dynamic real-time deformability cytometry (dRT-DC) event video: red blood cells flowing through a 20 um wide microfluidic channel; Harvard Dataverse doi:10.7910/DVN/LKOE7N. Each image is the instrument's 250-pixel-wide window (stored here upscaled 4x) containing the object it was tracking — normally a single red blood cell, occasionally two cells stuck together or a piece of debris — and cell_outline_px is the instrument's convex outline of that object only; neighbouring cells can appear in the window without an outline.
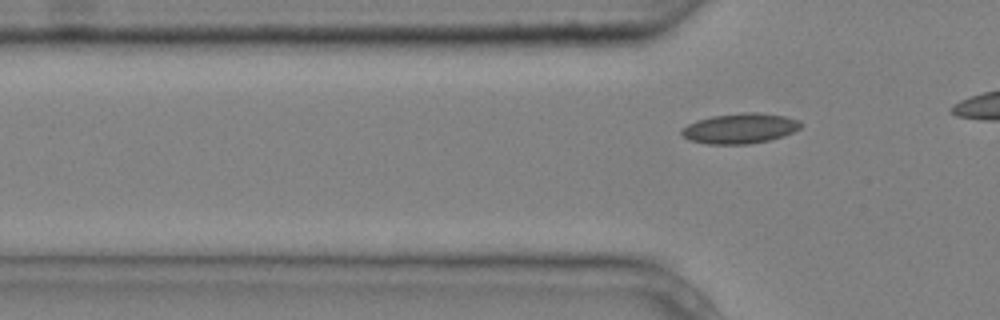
{"species": "common noctule bat (a hibernating species)", "species_latin": "Nyctalus noctula", "temperature_condition": "cold", "stored_images_in_passage": 5, "segment_of_instrument_passage": [2, 2], "camera_frame_rate_fps": 3000, "um_per_image_px": 0.085, "animal": {"sex": "male", "body_mass_g": 20.4}, "frame": {"image": 1, "passage_image": 5, "time_ms": 1.333, "image_size_px": [1000, 320], "cell_outline_px": [[804, 124], [800, 128], [784, 136], [768, 140], [748, 144], [708, 144], [688, 140], [680, 132], [680, 128], [696, 120], [712, 116], [744, 112], [760, 112], [784, 116], [800, 120]], "centroid_in_image_um": [62.9, 10.91], "position_along_channel_um": 62.9, "area_um2": 21.15}}